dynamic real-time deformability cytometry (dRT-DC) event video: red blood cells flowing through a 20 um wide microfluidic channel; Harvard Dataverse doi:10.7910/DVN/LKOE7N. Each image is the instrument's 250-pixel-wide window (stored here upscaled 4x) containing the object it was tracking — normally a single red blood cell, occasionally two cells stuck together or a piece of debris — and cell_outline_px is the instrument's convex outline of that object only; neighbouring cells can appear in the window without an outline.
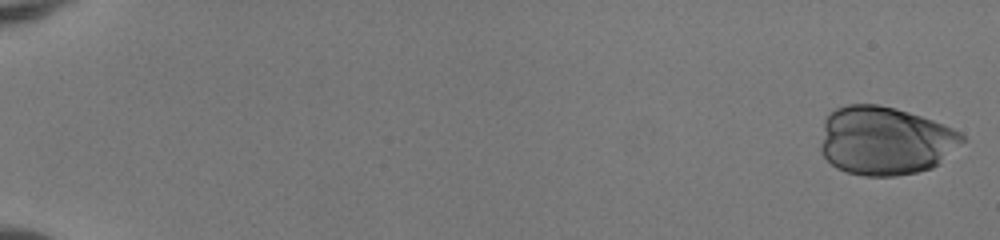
{"species": "human", "species_latin": "Homo sapiens", "temperature_condition": "room temperature", "stored_images_in_passage": 9, "camera_frame_rate_fps": 3000, "um_per_image_px": 0.085, "donor": {"sex": "female"}, "frame": {"image": 1, "passage_image": 1, "time_ms": 0.0, "image_size_px": [1000, 240], "cell_outline_px": [[964, 140], [932, 168], [916, 172], [896, 176], [864, 176], [848, 172], [836, 168], [824, 156], [820, 148], [820, 144], [824, 120], [836, 108], [848, 104], [880, 104], [896, 108], [944, 124], [960, 132], [964, 136]], "centroid_in_image_um": [75.19, 11.95], "position_along_channel_um": 9.8, "area_um2": 56.3}}